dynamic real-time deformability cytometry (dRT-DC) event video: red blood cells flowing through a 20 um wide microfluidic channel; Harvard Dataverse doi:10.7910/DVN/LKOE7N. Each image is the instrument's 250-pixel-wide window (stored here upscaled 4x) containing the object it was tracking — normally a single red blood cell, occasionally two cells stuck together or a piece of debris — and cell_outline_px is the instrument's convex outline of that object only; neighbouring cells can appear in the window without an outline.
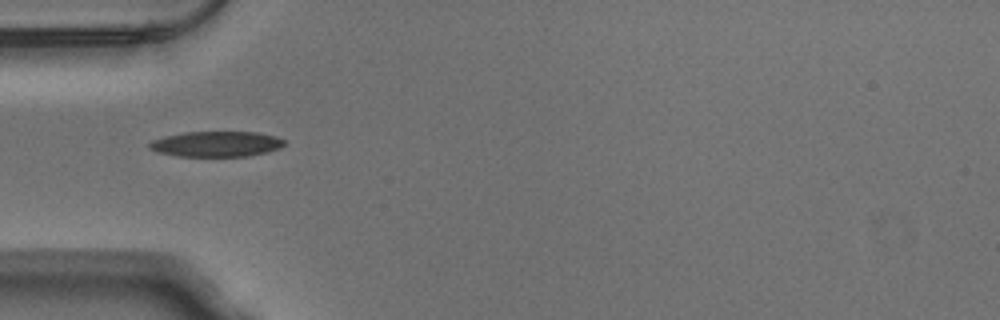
{"species": "Egyptian fruit bat (a non-hibernating species)", "species_latin": "Rousettus aegyptiacus", "temperature_condition": "warm", "stored_images_in_passage": 37, "camera_frame_rate_fps": 3000, "um_per_image_px": 0.085, "animal": {"sex": "male"}, "frame": {"image": 1, "passage_image": 1, "time_ms": 0.0, "image_size_px": [1000, 320], "cell_outline_px": [[284, 144], [280, 148], [268, 152], [248, 156], [176, 156], [156, 152], [148, 148], [148, 144], [152, 140], [164, 136], [184, 132], [256, 132], [276, 136], [284, 140]], "centroid_in_image_um": [18.36, 12.24], "position_along_channel_um": 66.6, "area_um2": 20.11}}
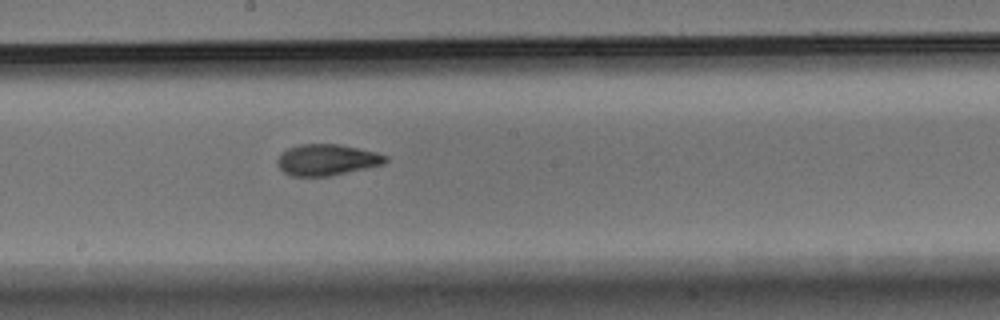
{"frame": {"image": 2, "passage_image": 13, "time_ms": 4.0, "image_size_px": [1000, 320], "cell_outline_px": [[388, 160], [384, 164], [332, 176], [292, 176], [284, 172], [276, 164], [276, 160], [280, 152], [288, 148], [300, 144], [336, 144], [376, 152], [388, 156]], "centroid_in_image_um": [27.76, 13.59], "position_along_channel_um": 220.4, "area_um2": 19.77}}
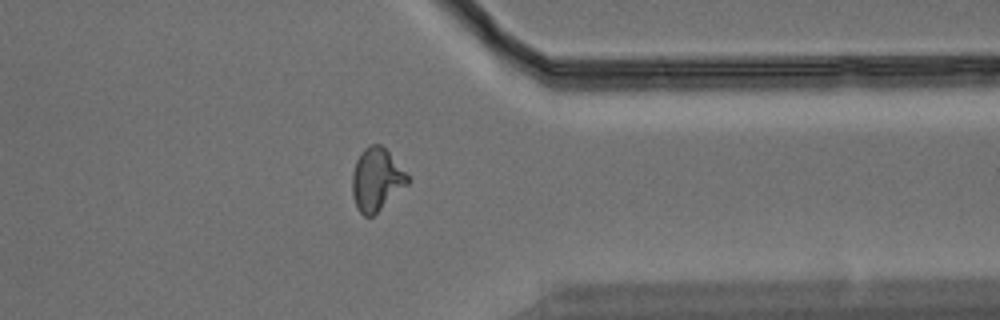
{"frame": {"image": 3, "passage_image": 26, "time_ms": 8.333, "image_size_px": [1000, 320], "cell_outline_px": [[412, 180], [408, 184], [372, 216], [364, 216], [356, 208], [352, 192], [352, 172], [356, 160], [360, 152], [364, 148], [372, 144], [380, 144], [388, 152]], "centroid_in_image_um": [31.98, 15.25], "position_along_channel_um": 379.4, "area_um2": 20.06}, "authors_computed_cell_mechanics": {"area_um2": 19.7098, "velocity_mm_per_s": 3.8215, "shape_relaxation_time_tau1_ms": 8.0691, "shape_relaxation_time_tau2_ms": 1.8709, "deformation_change_tau1": 0.2473, "deformation_change_tau2": 0.0869}}